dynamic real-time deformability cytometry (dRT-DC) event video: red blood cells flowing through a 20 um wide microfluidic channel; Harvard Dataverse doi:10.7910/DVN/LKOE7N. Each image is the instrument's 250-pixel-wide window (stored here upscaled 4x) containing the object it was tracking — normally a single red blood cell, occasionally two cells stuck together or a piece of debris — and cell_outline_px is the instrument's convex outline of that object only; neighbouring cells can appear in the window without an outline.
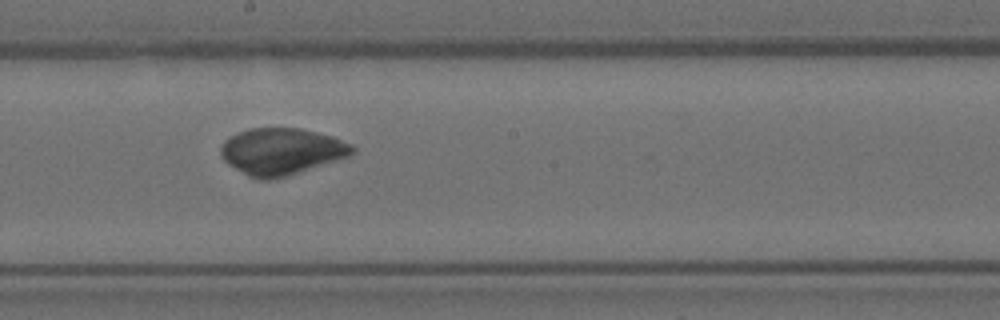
{"species": "Egyptian fruit bat (a non-hibernating species)", "species_latin": "Rousettus aegyptiacus", "temperature_condition": "room temperature", "stored_images_in_passage": 9, "camera_frame_rate_fps": 3000, "um_per_image_px": 0.085, "animal": {"sex": "female"}, "frame": {"image": 1, "passage_image": 9, "time_ms": 2.667, "image_size_px": [1000, 320], "cell_outline_px": [[356, 152], [348, 156], [336, 160], [272, 180], [260, 180], [248, 176], [228, 164], [220, 156], [220, 148], [224, 140], [248, 128], [300, 128], [332, 136], [352, 144], [356, 148]], "centroid_in_image_um": [23.91, 12.87], "position_along_channel_um": 224.3, "area_um2": 35.6}}